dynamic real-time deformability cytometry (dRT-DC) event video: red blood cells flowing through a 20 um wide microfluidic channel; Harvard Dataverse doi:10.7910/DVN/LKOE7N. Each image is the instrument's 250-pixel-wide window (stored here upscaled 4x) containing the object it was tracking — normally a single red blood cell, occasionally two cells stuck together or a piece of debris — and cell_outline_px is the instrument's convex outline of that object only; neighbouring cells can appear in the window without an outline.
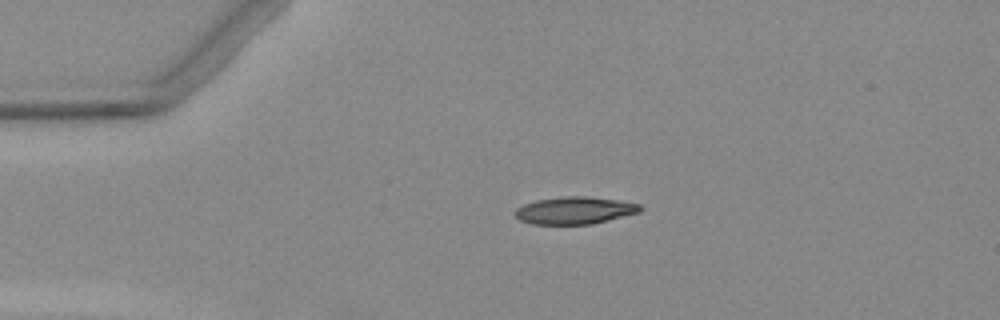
{"species": "Egyptian fruit bat (a non-hibernating species)", "species_latin": "Rousettus aegyptiacus", "temperature_condition": "warm", "stored_images_in_passage": 2, "camera_frame_rate_fps": 3000, "um_per_image_px": 0.085, "animal": {"sex": "female"}, "frame": {"image": 1, "passage_image": 1, "time_ms": 0.0, "image_size_px": [1000, 320], "cell_outline_px": [[644, 208], [640, 212], [592, 224], [532, 224], [520, 220], [512, 212], [516, 208], [524, 204], [536, 200], [564, 196], [588, 196], [616, 200], [640, 204]], "centroid_in_image_um": [48.84, 17.88], "position_along_channel_um": 36.2, "area_um2": 19.94}}